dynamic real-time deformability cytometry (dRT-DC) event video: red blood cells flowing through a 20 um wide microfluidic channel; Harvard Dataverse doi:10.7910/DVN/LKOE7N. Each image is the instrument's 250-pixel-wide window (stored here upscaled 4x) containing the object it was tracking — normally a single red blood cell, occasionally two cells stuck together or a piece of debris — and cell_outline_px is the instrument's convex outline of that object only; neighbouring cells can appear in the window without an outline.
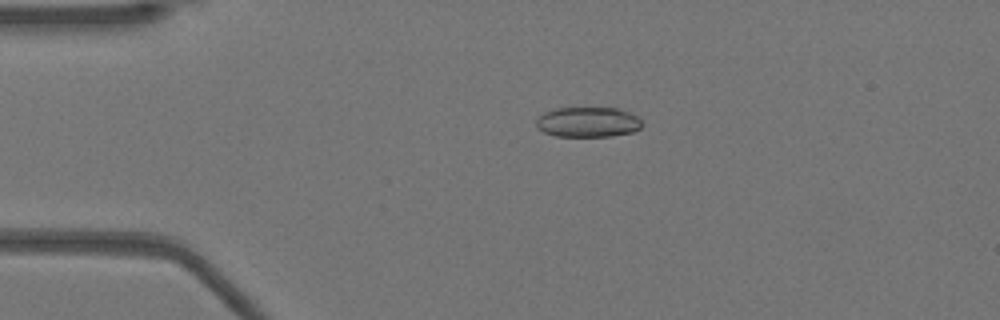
{"species": "Egyptian fruit bat (a non-hibernating species)", "species_latin": "Rousettus aegyptiacus", "temperature_condition": "warm", "stored_images_in_passage": 51, "camera_frame_rate_fps": 3000, "um_per_image_px": 0.085, "animal": {"sex": "female"}, "frame": {"image": 1, "passage_image": 11, "time_ms": 3.333, "image_size_px": [1000, 320], "cell_outline_px": [[644, 124], [640, 128], [632, 132], [612, 136], [556, 136], [544, 132], [536, 128], [536, 120], [544, 112], [556, 108], [616, 108], [628, 112], [636, 116]], "centroid_in_image_um": [49.96, 10.38], "position_along_channel_um": 35.0, "area_um2": 18.55}}
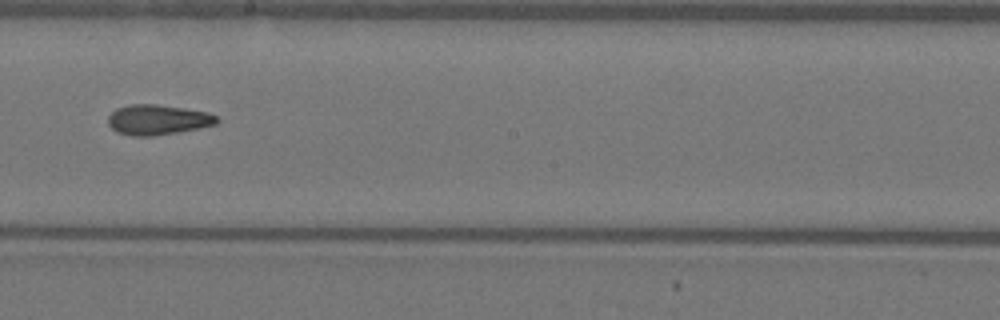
{"frame": {"image": 2, "passage_image": 29, "time_ms": 9.333, "image_size_px": [1000, 320], "cell_outline_px": [[220, 120], [216, 124], [200, 128], [156, 136], [132, 136], [116, 132], [108, 124], [108, 116], [116, 108], [128, 104], [156, 104], [184, 108], [208, 112], [216, 116]], "centroid_in_image_um": [13.4, 10.18], "position_along_channel_um": 234.8, "area_um2": 19.31}}
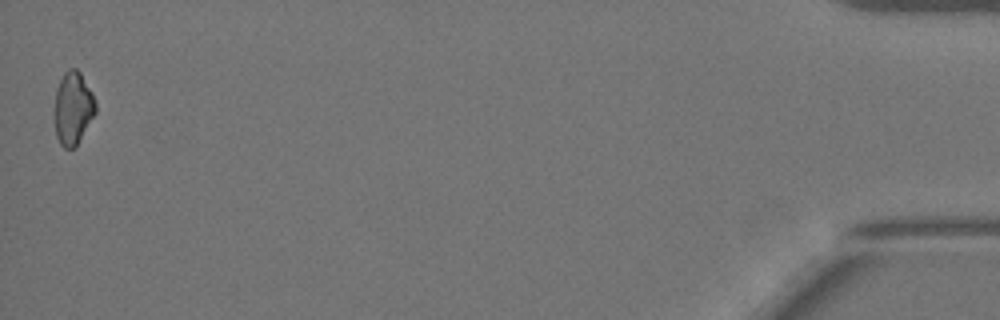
{"frame": {"image": 3, "passage_image": 51, "time_ms": 16.667, "image_size_px": [1000, 320], "cell_outline_px": [[96, 112], [76, 148], [64, 148], [60, 144], [56, 136], [56, 88], [64, 72], [68, 68], [76, 68], [80, 72], [92, 92], [96, 104]], "centroid_in_image_um": [6.23, 9.2], "position_along_channel_um": 429.0, "area_um2": 17.34}, "authors_computed_cell_mechanics": {"area_um2": 18.785, "velocity_mm_per_s": 3.9503, "shape_relaxation_time_tau1_ms": 7.452, "shape_relaxation_time_tau2_ms": 3.056, "deformation_change_tau1": 0.1894, "deformation_change_tau2": 0.1014}}